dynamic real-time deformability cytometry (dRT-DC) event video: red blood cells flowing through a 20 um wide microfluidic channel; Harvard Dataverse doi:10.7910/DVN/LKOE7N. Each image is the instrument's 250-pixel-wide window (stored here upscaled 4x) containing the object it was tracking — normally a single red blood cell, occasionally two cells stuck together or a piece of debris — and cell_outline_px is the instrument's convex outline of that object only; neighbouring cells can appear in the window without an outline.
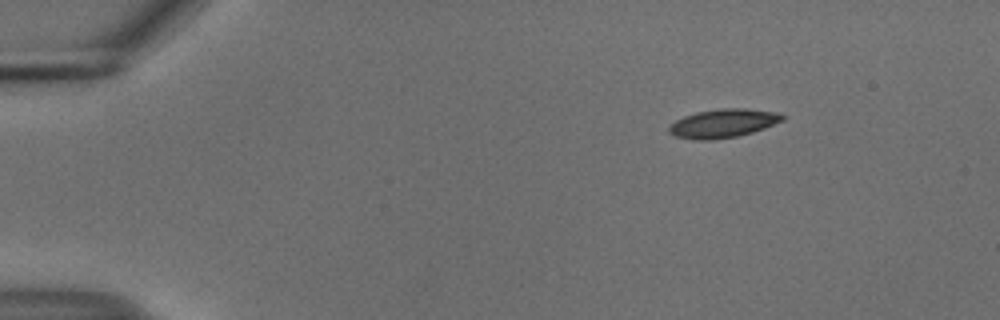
{"species": "common noctule bat (a hibernating species)", "species_latin": "Nyctalus noctula", "temperature_condition": "cold", "stored_images_in_passage": 48, "camera_frame_rate_fps": 3000, "um_per_image_px": 0.085, "animal": {"sex": "male", "body_mass_g": 18.8}, "frame": {"image": 1, "passage_image": 1, "time_ms": 0.0, "image_size_px": [1000, 320], "cell_outline_px": [[784, 120], [764, 128], [752, 132], [736, 136], [712, 140], [696, 140], [676, 136], [668, 132], [668, 128], [676, 120], [684, 116], [696, 112], [720, 108], [744, 108], [772, 112], [784, 116]], "centroid_in_image_um": [61.43, 10.48], "position_along_channel_um": 23.6, "area_um2": 18.67}}
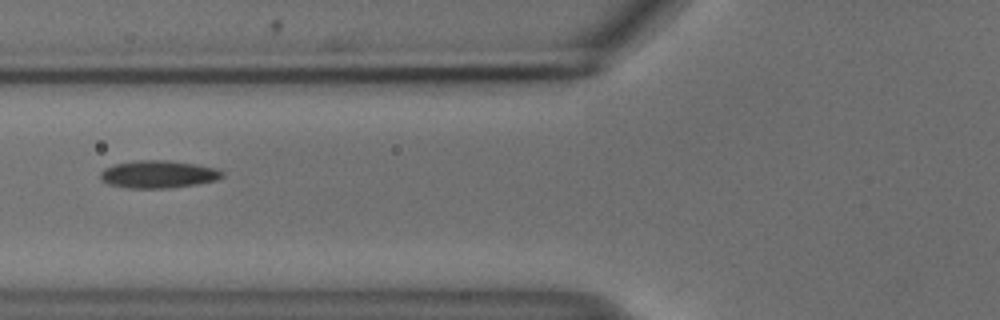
{"frame": {"image": 2, "passage_image": 15, "time_ms": 4.667, "image_size_px": [1000, 320], "cell_outline_px": [[224, 176], [216, 180], [196, 184], [168, 188], [128, 188], [108, 184], [100, 180], [100, 172], [104, 168], [116, 164], [132, 160], [168, 160], [196, 164], [216, 168], [224, 172]], "centroid_in_image_um": [13.44, 14.81], "position_along_channel_um": 112.4, "area_um2": 19.71}}
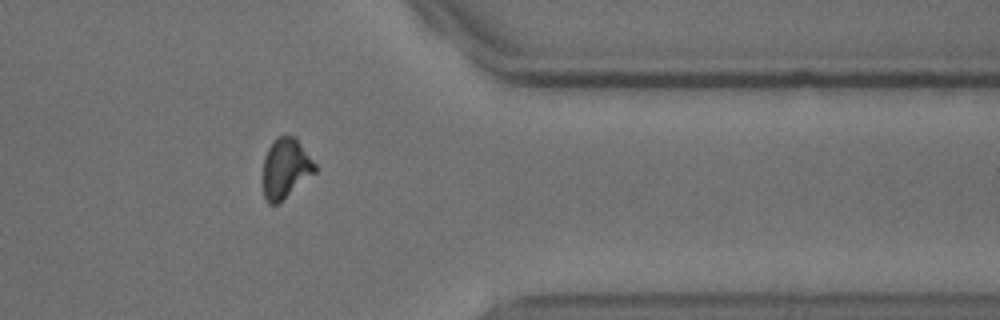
{"frame": {"image": 3, "passage_image": 38, "time_ms": 12.333, "image_size_px": [1000, 320], "cell_outline_px": [[316, 172], [276, 204], [268, 204], [264, 196], [264, 156], [268, 148], [276, 136], [296, 136], [316, 164]], "centroid_in_image_um": [24.29, 14.26], "position_along_channel_um": 387.1, "area_um2": 17.98}, "authors_computed_cell_mechanics": {"area_um2": 18.8428, "velocity_mm_per_s": 3.7221, "shape_relaxation_time_tau1_ms": 4.5134, "shape_relaxation_time_tau2_ms": null, "deformation_change_tau1": 0.1026, "deformation_change_tau2": null}}